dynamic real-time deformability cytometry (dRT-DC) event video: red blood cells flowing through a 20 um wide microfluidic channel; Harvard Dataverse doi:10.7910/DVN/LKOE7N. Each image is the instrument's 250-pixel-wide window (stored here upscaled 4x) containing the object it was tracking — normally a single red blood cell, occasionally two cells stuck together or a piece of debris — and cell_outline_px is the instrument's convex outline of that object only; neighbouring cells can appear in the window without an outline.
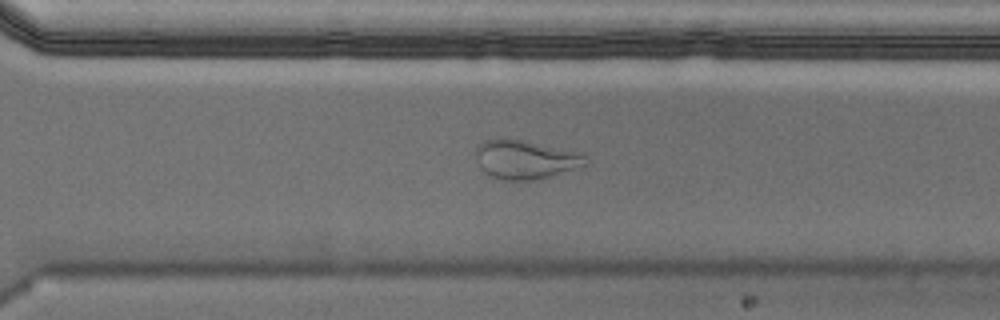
{"species": "Egyptian fruit bat (a non-hibernating species)", "species_latin": "Rousettus aegyptiacus", "temperature_condition": "cold", "stored_images_in_passage": 56, "camera_frame_rate_fps": 3000, "um_per_image_px": 0.085, "animal": {"sex": "male"}, "frame": {"image": 1, "passage_image": 40, "time_ms": 13.0, "image_size_px": [1000, 320], "cell_outline_px": [[588, 164], [552, 176], [532, 180], [504, 180], [492, 176], [484, 172], [480, 168], [472, 152], [476, 144], [484, 140], [500, 136], [520, 140], [576, 152], [584, 156]], "centroid_in_image_um": [44.52, 13.54], "position_along_channel_um": 326.1, "area_um2": 25.03}, "authors_computed_cell_mechanics": {"area_um2": 20.7502, "velocity_mm_per_s": 3.5357, "shape_relaxation_time_tau1_ms": null, "shape_relaxation_time_tau2_ms": 1.9182, "deformation_change_tau1": null, "deformation_change_tau2": 0.0922}}